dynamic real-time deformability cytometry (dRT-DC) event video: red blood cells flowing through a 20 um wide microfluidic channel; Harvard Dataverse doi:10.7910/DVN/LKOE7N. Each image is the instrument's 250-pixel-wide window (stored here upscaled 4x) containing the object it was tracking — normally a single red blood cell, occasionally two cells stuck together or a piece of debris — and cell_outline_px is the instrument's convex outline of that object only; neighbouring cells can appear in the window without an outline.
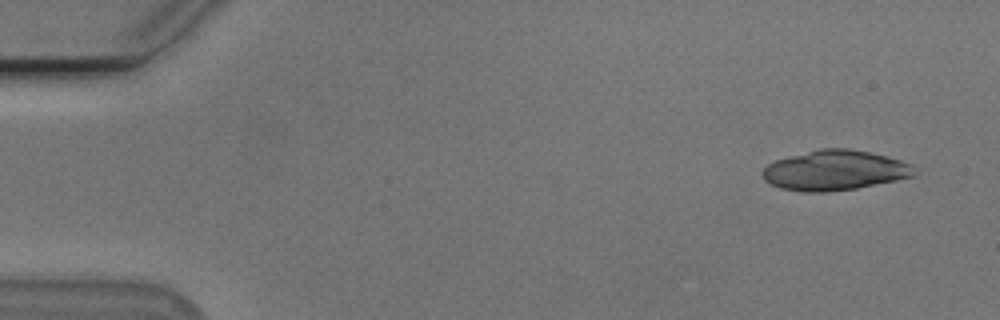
{"species": "Egyptian fruit bat (a non-hibernating species)", "species_latin": "Rousettus aegyptiacus", "temperature_condition": "cold", "stored_images_in_passage": 22, "camera_frame_rate_fps": 3000, "um_per_image_px": 0.085, "animal": {"sex": "male"}, "frame": {"image": 1, "passage_image": 3, "time_ms": 0.667, "image_size_px": [1000, 320], "cell_outline_px": [[916, 176], [856, 188], [824, 192], [804, 192], [780, 188], [764, 180], [760, 172], [768, 164], [776, 160], [788, 156], [820, 148], [848, 148], [888, 156], [912, 164]], "centroid_in_image_um": [70.94, 14.47], "position_along_channel_um": 14.1, "area_um2": 35.43}}